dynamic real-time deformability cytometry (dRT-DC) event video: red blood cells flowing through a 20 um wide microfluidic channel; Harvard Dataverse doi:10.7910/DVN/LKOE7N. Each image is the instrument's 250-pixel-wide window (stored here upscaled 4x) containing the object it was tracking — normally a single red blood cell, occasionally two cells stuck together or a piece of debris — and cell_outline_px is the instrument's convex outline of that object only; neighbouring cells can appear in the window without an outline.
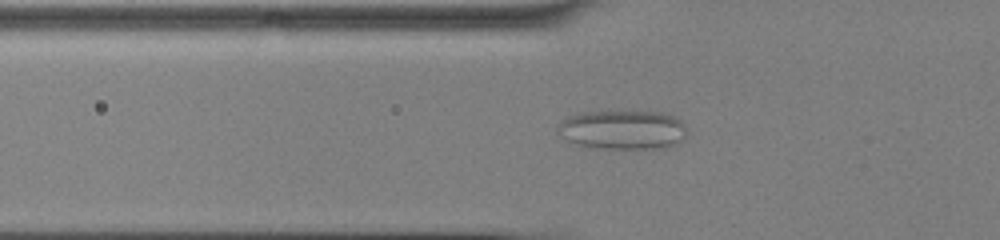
{"species": "common noctule bat (a hibernating species)", "species_latin": "Nyctalus noctula", "temperature_condition": "cold", "stored_images_in_passage": 41, "camera_frame_rate_fps": 3000, "um_per_image_px": 0.085, "animal": {"sex": "male", "body_mass_g": 13.0, "forearm_length_mm": 53.1}, "frame": {"image": 1, "passage_image": 7, "time_ms": 2.0, "image_size_px": [1000, 240], "cell_outline_px": [[688, 128], [684, 136], [680, 140], [664, 148], [596, 148], [576, 144], [560, 136], [556, 128], [556, 124], [560, 120], [568, 116], [580, 112], [664, 112], [676, 116]], "centroid_in_image_um": [52.89, 11.02], "position_along_channel_um": 72.9, "area_um2": 29.59}}
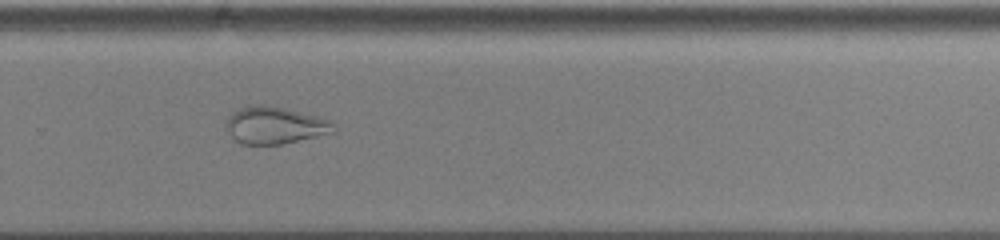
{"frame": {"image": 2, "passage_image": 25, "time_ms": 8.0, "image_size_px": [1000, 240], "cell_outline_px": [[336, 132], [280, 144], [240, 144], [228, 132], [224, 124], [228, 116], [232, 112], [240, 108], [256, 104], [260, 104], [284, 108], [332, 120], [336, 124]], "centroid_in_image_um": [23.37, 10.65], "position_along_channel_um": 306.4, "area_um2": 23.29}}
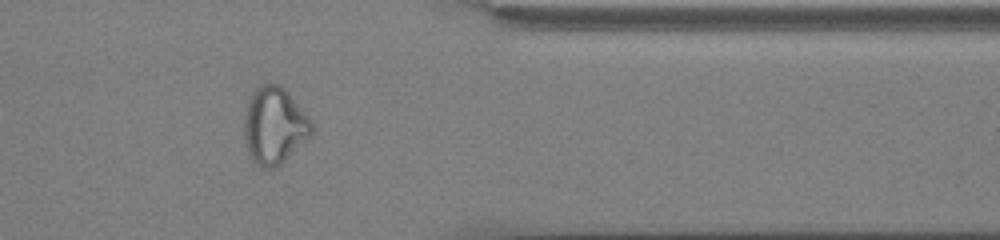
{"frame": {"image": 3, "passage_image": 32, "time_ms": 10.333, "image_size_px": [1000, 240], "cell_outline_px": [[312, 136], [276, 168], [264, 168], [252, 160], [248, 156], [244, 140], [244, 112], [248, 100], [252, 92], [260, 84], [268, 80], [280, 84], [288, 92], [312, 120]], "centroid_in_image_um": [23.3, 10.65], "position_along_channel_um": 388.1, "area_um2": 30.92}, "authors_computed_cell_mechanics": {"area_um2": 28.5532, "velocity_mm_per_s": 3.9166, "shape_relaxation_time_tau1_ms": null, "shape_relaxation_time_tau2_ms": 1.4082, "deformation_change_tau1": null, "deformation_change_tau2": 0.0775}}